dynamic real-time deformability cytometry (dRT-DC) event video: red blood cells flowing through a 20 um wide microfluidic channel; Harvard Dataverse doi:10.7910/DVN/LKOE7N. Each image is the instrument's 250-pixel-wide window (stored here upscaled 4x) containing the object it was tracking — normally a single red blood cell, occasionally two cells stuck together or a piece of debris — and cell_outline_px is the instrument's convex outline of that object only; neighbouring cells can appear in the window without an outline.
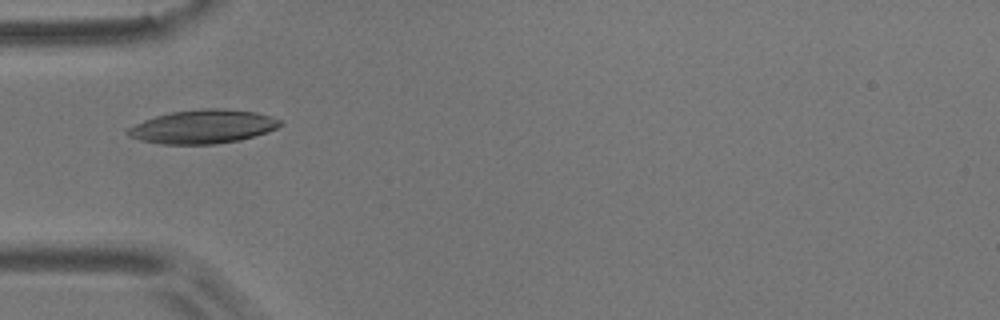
{"species": "common noctule bat (a hibernating species)", "species_latin": "Nyctalus noctula", "temperature_condition": "room temperature", "stored_images_in_passage": 7, "camera_frame_rate_fps": 3000, "um_per_image_px": 0.085, "animal": {"sex": "male", "body_mass_g": 17.9}, "frame": {"image": 1, "passage_image": 5, "time_ms": 4.667, "image_size_px": [1000, 320], "cell_outline_px": [[284, 124], [268, 132], [240, 140], [216, 144], [160, 144], [140, 140], [128, 136], [124, 132], [128, 128], [144, 120], [156, 116], [172, 112], [204, 108], [224, 108], [256, 112], [272, 116], [280, 120]], "centroid_in_image_um": [17.27, 10.76], "position_along_channel_um": 67.7, "area_um2": 30.06}}
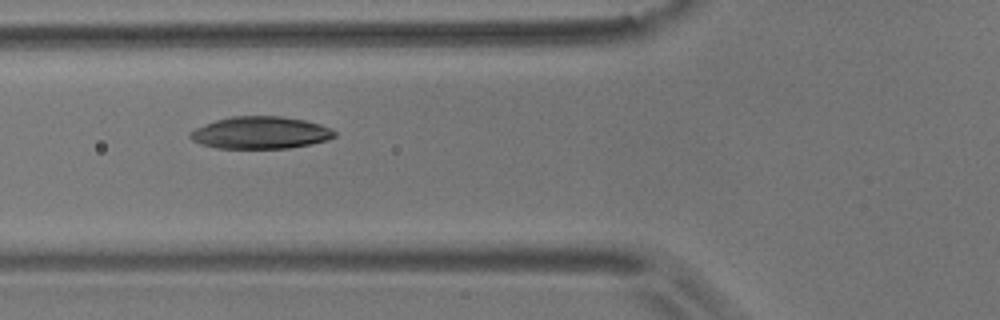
{"frame": {"image": 2, "passage_image": 6, "time_ms": 5.667, "image_size_px": [1000, 320], "cell_outline_px": [[336, 136], [328, 140], [312, 144], [288, 148], [216, 148], [200, 144], [192, 140], [188, 136], [188, 132], [196, 128], [216, 120], [232, 116], [280, 116], [304, 120], [320, 124], [332, 128], [336, 132]], "centroid_in_image_um": [22.15, 11.28], "position_along_channel_um": 103.6, "area_um2": 27.22}}
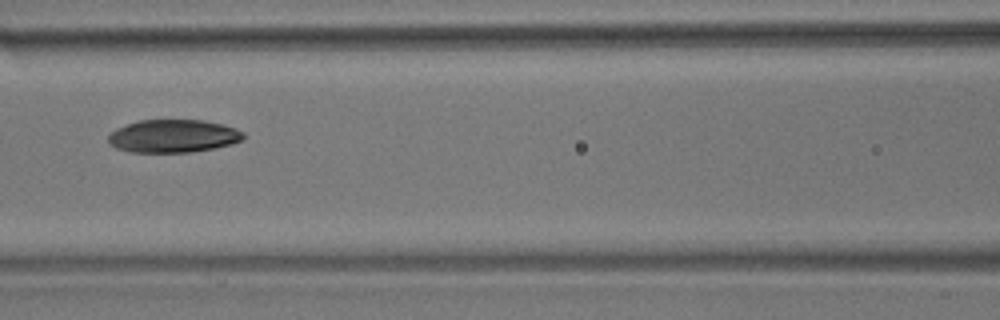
{"frame": {"image": 3, "passage_image": 7, "time_ms": 7.0, "image_size_px": [1000, 320], "cell_outline_px": [[244, 140], [232, 144], [216, 148], [192, 152], [128, 152], [116, 148], [108, 140], [108, 136], [116, 128], [140, 120], [204, 120], [224, 124], [236, 128], [244, 132]], "centroid_in_image_um": [14.78, 11.57], "position_along_channel_um": 151.8, "area_um2": 26.13}}